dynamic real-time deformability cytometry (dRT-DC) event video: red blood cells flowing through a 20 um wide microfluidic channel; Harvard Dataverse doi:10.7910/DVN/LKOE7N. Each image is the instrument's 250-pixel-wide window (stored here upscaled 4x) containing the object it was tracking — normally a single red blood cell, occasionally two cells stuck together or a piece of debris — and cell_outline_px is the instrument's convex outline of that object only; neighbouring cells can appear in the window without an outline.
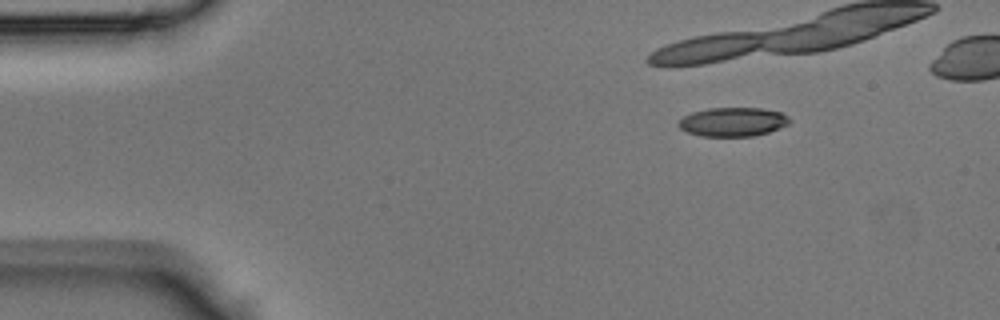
{"species": "Egyptian fruit bat (a non-hibernating species)", "species_latin": "Rousettus aegyptiacus", "temperature_condition": "room temperature", "stored_images_in_passage": 18, "camera_frame_rate_fps": 3000, "um_per_image_px": 0.085, "animal": {"sex": "male"}, "frame": {"image": 1, "passage_image": 6, "time_ms": 1.667, "image_size_px": [1000, 320], "cell_outline_px": [[792, 120], [788, 124], [780, 128], [768, 132], [752, 136], [700, 136], [688, 132], [680, 128], [676, 124], [684, 116], [692, 112], [708, 108], [760, 108], [780, 112], [788, 116]], "centroid_in_image_um": [62.29, 10.36], "position_along_channel_um": 22.7, "area_um2": 18.73}}